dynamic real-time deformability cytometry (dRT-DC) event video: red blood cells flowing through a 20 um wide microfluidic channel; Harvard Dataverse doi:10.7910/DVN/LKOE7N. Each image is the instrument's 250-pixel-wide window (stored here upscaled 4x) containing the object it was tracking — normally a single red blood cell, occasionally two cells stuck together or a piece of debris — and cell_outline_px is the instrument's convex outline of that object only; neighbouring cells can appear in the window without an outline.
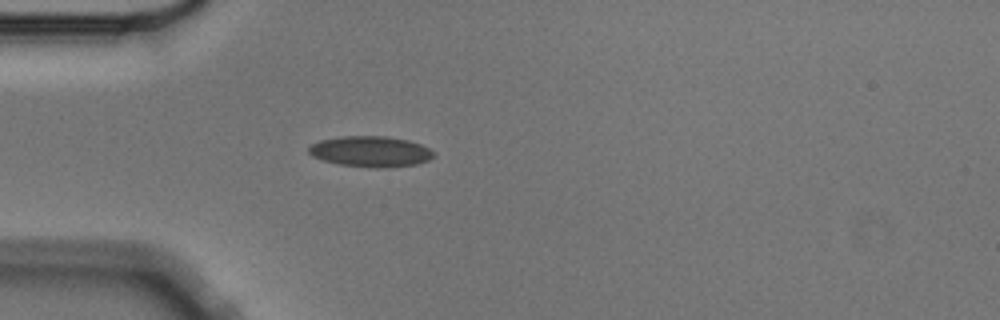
{"species": "Egyptian fruit bat (a non-hibernating species)", "species_latin": "Rousettus aegyptiacus", "temperature_condition": "cold", "stored_images_in_passage": 1, "camera_frame_rate_fps": 3000, "um_per_image_px": 0.085, "animal": {"sex": "male"}, "frame": {"image": 1, "passage_image": 1, "time_ms": 0.0, "image_size_px": [1000, 320], "cell_outline_px": [[432, 156], [428, 160], [416, 164], [388, 168], [372, 168], [340, 164], [324, 160], [312, 156], [308, 152], [308, 148], [312, 144], [320, 140], [344, 136], [384, 136], [408, 140], [420, 144], [428, 148], [432, 152]], "centroid_in_image_um": [31.48, 12.88], "position_along_channel_um": 53.5, "area_um2": 22.2}}